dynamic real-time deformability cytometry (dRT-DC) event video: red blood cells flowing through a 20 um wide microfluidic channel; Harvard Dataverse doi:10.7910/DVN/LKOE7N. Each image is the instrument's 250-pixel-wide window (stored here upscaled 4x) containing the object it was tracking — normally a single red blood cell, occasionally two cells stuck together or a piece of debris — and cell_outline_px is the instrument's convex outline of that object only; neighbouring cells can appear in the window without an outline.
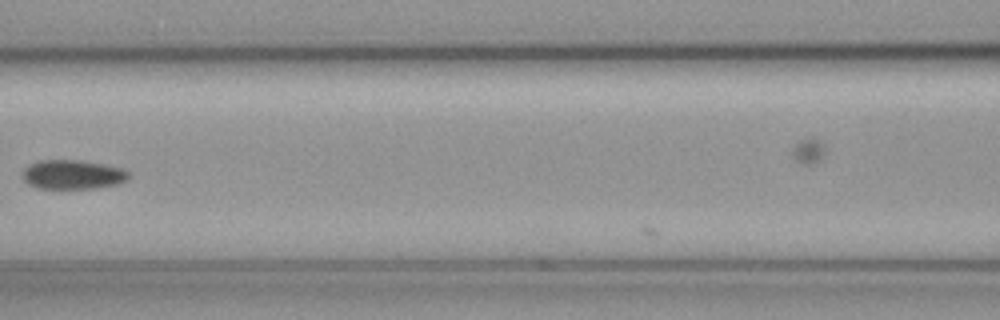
{"species": "common noctule bat (a hibernating species)", "species_latin": "Nyctalus noctula", "temperature_condition": "cold", "stored_images_in_passage": 8, "camera_frame_rate_fps": 3000, "um_per_image_px": 0.085, "animal": {"sex": "female", "body_mass_g": 19.3, "forearm_length_mm": 54.1}, "frame": {"image": 1, "passage_image": 6, "time_ms": 1.667, "image_size_px": [1000, 320], "cell_outline_px": [[128, 180], [120, 184], [96, 188], [36, 188], [28, 184], [20, 176], [24, 168], [40, 160], [80, 160], [120, 168], [128, 172]], "centroid_in_image_um": [6.15, 14.85], "position_along_channel_um": 160.5, "area_um2": 18.03}}